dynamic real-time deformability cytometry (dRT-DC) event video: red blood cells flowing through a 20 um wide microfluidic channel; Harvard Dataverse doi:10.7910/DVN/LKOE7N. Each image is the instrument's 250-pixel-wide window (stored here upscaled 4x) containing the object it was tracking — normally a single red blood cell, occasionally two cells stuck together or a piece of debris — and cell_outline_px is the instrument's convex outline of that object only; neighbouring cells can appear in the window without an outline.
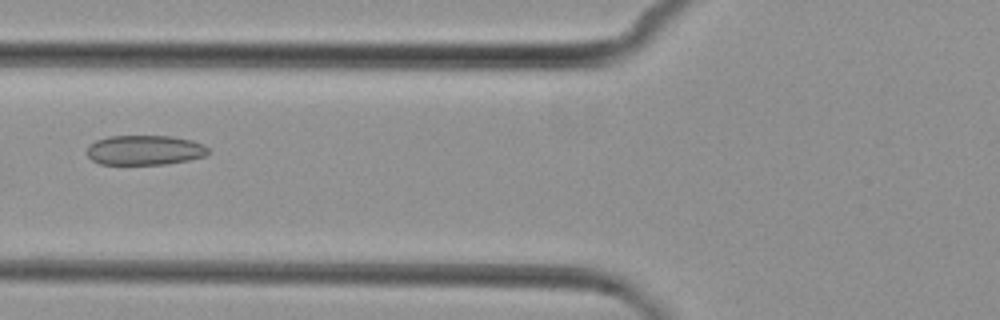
{"species": "common noctule bat (a hibernating species)", "species_latin": "Nyctalus noctula", "temperature_condition": "cold", "stored_images_in_passage": 3, "camera_frame_rate_fps": 3000, "um_per_image_px": 0.085, "animal": {"sex": "female", "body_mass_g": 29.2, "forearm_length_mm": 56.3}, "frame": {"image": 1, "passage_image": 2, "time_ms": 1.333, "image_size_px": [1000, 320], "cell_outline_px": [[212, 152], [204, 156], [188, 160], [164, 164], [100, 164], [92, 160], [88, 156], [88, 144], [96, 140], [108, 136], [172, 136], [192, 140], [204, 144]], "centroid_in_image_um": [12.32, 12.75], "position_along_channel_um": 113.5, "area_um2": 21.15}}
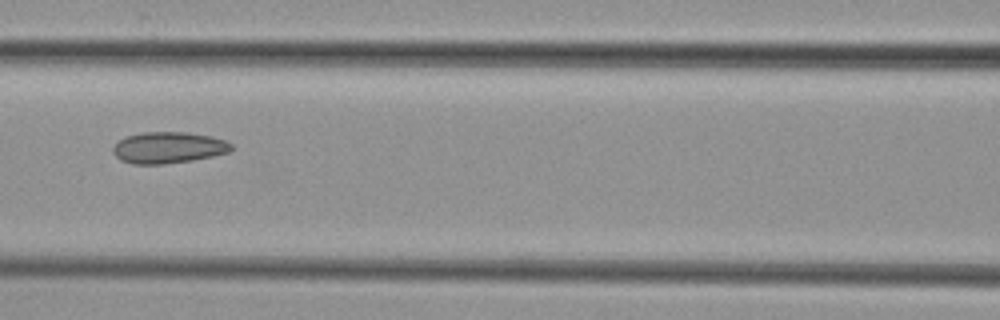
{"frame": {"image": 2, "passage_image": 3, "time_ms": 2.333, "image_size_px": [1000, 320], "cell_outline_px": [[232, 148], [228, 152], [212, 156], [192, 160], [164, 164], [132, 164], [120, 160], [112, 152], [112, 148], [124, 136], [144, 132], [184, 132], [212, 136], [224, 140], [232, 144]], "centroid_in_image_um": [14.28, 12.54], "position_along_channel_um": 152.3, "area_um2": 21.62}}